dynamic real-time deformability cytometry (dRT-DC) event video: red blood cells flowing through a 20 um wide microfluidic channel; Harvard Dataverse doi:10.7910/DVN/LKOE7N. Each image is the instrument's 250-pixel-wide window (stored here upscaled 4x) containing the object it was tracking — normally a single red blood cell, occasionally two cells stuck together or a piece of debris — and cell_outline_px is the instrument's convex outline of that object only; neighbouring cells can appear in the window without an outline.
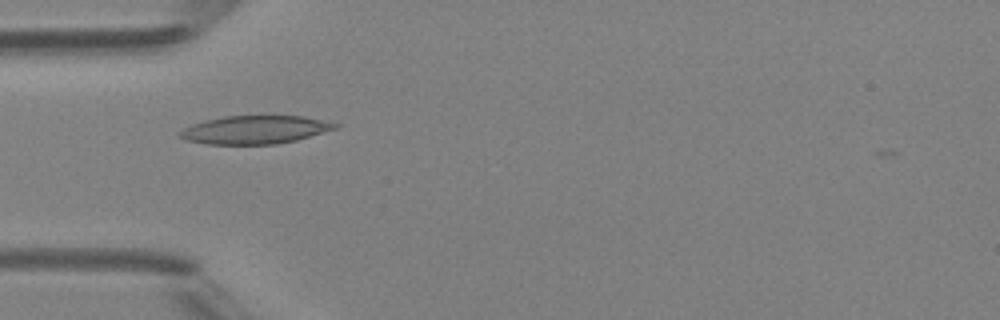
{"species": "Egyptian fruit bat (a non-hibernating species)", "species_latin": "Rousettus aegyptiacus", "temperature_condition": "room temperature", "stored_images_in_passage": 6, "camera_frame_rate_fps": 3000, "um_per_image_px": 0.085, "animal": {"sex": "female"}, "frame": {"image": 1, "passage_image": 5, "time_ms": 4.667, "image_size_px": [1000, 320], "cell_outline_px": [[340, 124], [336, 128], [296, 140], [276, 144], [208, 144], [188, 140], [180, 136], [176, 132], [192, 124], [204, 120], [224, 116], [304, 116]], "centroid_in_image_um": [21.64, 11.02], "position_along_channel_um": 63.4, "area_um2": 25.32}}
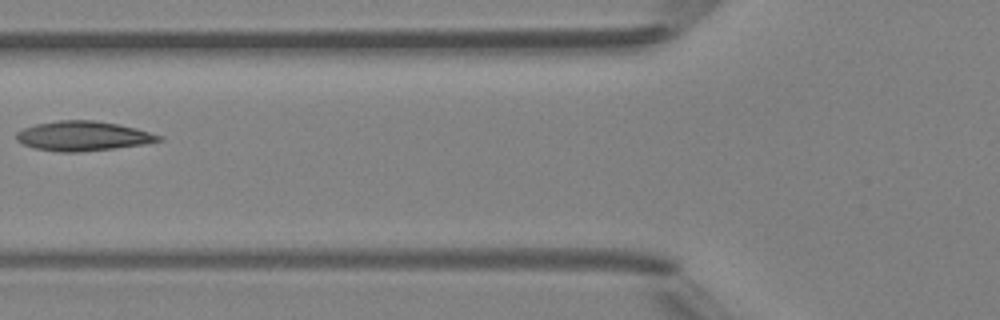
{"frame": {"image": 2, "passage_image": 6, "time_ms": 6.0, "image_size_px": [1000, 320], "cell_outline_px": [[164, 140], [144, 144], [112, 148], [76, 152], [60, 152], [36, 148], [24, 144], [16, 140], [16, 132], [24, 128], [36, 124], [56, 120], [96, 120], [136, 128], [164, 136]], "centroid_in_image_um": [7.07, 11.55], "position_along_channel_um": 118.7, "area_um2": 24.45}}